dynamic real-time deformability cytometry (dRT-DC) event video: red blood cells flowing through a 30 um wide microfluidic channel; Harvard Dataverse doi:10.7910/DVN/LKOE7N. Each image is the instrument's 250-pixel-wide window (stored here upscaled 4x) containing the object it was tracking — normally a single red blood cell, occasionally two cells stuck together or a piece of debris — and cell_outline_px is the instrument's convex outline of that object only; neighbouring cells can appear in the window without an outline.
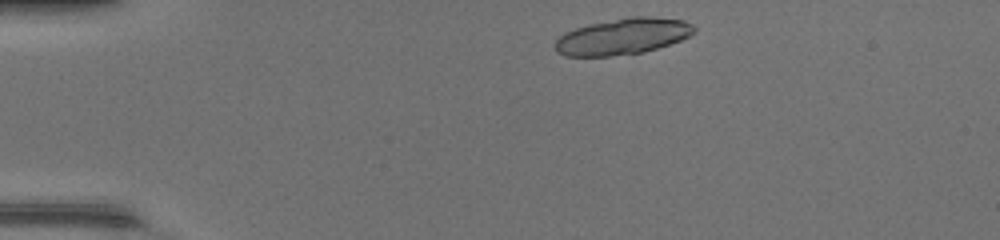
{"species": "common noctule bat (a hibernating species)", "species_latin": "Nyctalus noctula", "temperature_condition": "warm", "stored_images_in_passage": 40, "segment_of_instrument_passage": [1, 2], "camera_frame_rate_fps": 3000, "um_per_image_px": 0.085, "animal": {"sex": "female", "body_mass_g": 17.0, "forearm_length_mm": 48.0}, "frame": {"image": 1, "passage_image": 2, "time_ms": 0.333, "image_size_px": [1000, 240], "cell_outline_px": [[696, 32], [680, 40], [644, 52], [612, 56], [564, 56], [556, 52], [552, 44], [564, 32], [576, 28], [592, 24], [632, 16], [648, 16], [684, 20], [692, 24], [696, 28]], "centroid_in_image_um": [52.91, 3.1], "position_along_channel_um": 32.1, "area_um2": 29.3}}